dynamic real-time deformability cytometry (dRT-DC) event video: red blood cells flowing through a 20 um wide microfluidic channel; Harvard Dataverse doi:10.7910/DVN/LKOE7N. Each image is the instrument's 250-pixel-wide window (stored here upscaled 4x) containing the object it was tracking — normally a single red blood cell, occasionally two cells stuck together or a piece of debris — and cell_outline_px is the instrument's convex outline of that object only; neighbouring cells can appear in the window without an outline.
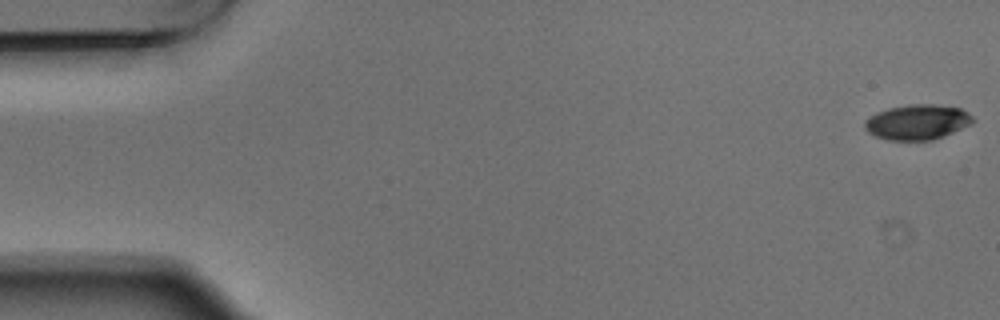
{"species": "Egyptian fruit bat (a non-hibernating species)", "species_latin": "Rousettus aegyptiacus", "temperature_condition": "warm", "stored_images_in_passage": 6, "camera_frame_rate_fps": 3000, "um_per_image_px": 0.085, "animal": {"sex": "male"}, "frame": {"image": 1, "passage_image": 1, "time_ms": 0.0, "image_size_px": [1000, 320], "cell_outline_px": [[972, 124], [944, 136], [932, 140], [888, 140], [876, 136], [868, 132], [864, 128], [864, 120], [876, 112], [888, 108], [912, 104], [936, 104], [960, 108], [968, 112], [972, 116]], "centroid_in_image_um": [77.96, 10.37], "position_along_channel_um": 7.0, "area_um2": 22.2}}
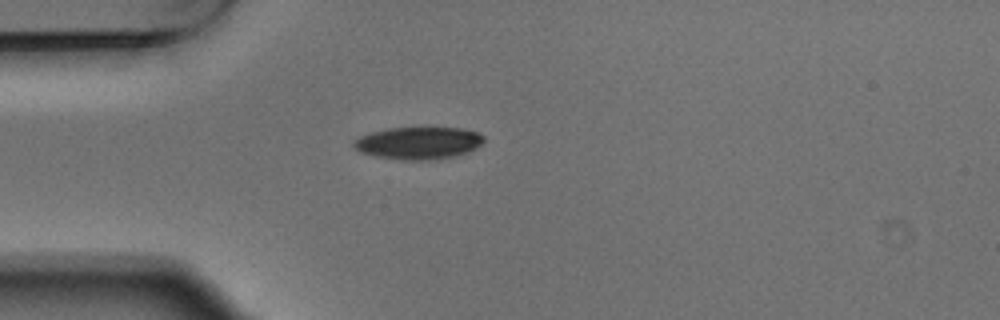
{"frame": {"image": 2, "passage_image": 5, "time_ms": 1.333, "image_size_px": [1000, 320], "cell_outline_px": [[484, 140], [476, 148], [468, 152], [452, 156], [432, 160], [400, 160], [376, 156], [360, 152], [352, 144], [360, 136], [372, 132], [388, 128], [464, 128], [476, 132], [484, 136]], "centroid_in_image_um": [35.57, 12.16], "position_along_channel_um": 49.4, "area_um2": 24.33}}